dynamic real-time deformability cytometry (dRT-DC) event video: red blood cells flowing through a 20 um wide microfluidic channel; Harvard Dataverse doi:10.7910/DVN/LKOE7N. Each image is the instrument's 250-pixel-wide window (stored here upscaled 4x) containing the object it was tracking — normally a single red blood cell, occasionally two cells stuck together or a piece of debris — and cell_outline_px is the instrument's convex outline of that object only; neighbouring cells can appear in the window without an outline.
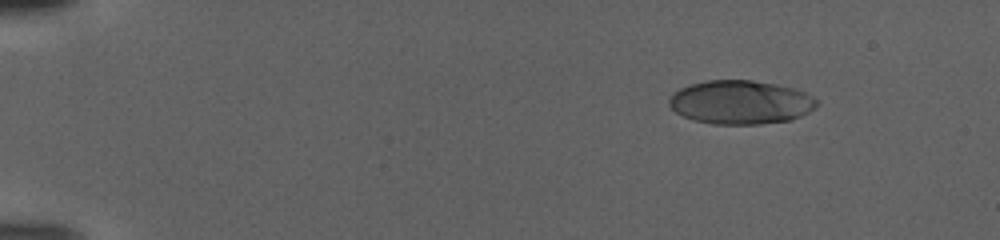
{"species": "human", "species_latin": "Homo sapiens", "temperature_condition": "warm", "stored_images_in_passage": 93, "camera_frame_rate_fps": 3000, "um_per_image_px": 0.085, "donor": {"sex": "female"}, "frame": {"image": 1, "passage_image": 1, "time_ms": 0.0, "image_size_px": [1000, 240], "cell_outline_px": [[820, 104], [816, 108], [792, 120], [760, 124], [712, 124], [692, 120], [676, 112], [668, 104], [668, 100], [680, 88], [692, 84], [708, 80], [752, 80], [776, 84], [792, 88], [804, 92], [812, 96]], "centroid_in_image_um": [62.97, 8.7], "position_along_channel_um": 22.0, "area_um2": 37.63}}
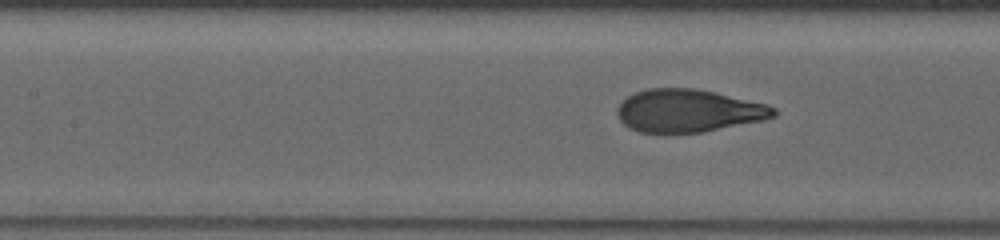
{"frame": {"image": 2, "passage_image": 38, "time_ms": 12.333, "image_size_px": [1000, 240], "cell_outline_px": [[776, 116], [764, 120], [704, 132], [640, 132], [628, 128], [620, 120], [616, 112], [616, 108], [628, 96], [636, 92], [648, 88], [696, 88], [716, 92], [768, 104], [776, 108]], "centroid_in_image_um": [58.54, 9.41], "position_along_channel_um": 148.9, "area_um2": 39.13}}
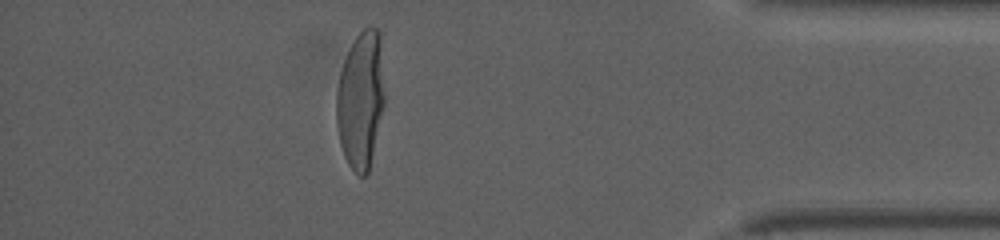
{"frame": {"image": 3, "passage_image": 81, "time_ms": 26.667, "image_size_px": [1000, 240], "cell_outline_px": [[384, 104], [368, 172], [364, 176], [360, 176], [348, 164], [344, 156], [340, 144], [336, 124], [336, 92], [340, 72], [344, 60], [356, 36], [364, 28], [376, 28], [380, 32], [384, 92]], "centroid_in_image_um": [30.65, 8.48], "position_along_channel_um": 404.6, "area_um2": 38.26}}